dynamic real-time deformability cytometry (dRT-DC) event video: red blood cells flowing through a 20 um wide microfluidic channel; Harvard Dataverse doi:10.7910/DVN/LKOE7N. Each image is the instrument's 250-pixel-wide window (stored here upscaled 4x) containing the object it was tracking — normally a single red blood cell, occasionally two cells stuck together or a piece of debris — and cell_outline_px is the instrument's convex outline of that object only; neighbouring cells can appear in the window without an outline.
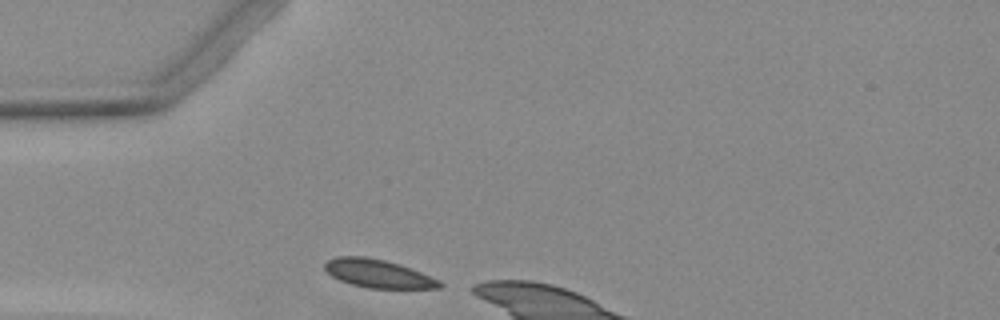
{"species": "Egyptian fruit bat (a non-hibernating species)", "species_latin": "Rousettus aegyptiacus", "temperature_condition": "warm", "stored_images_in_passage": 2, "camera_frame_rate_fps": 3000, "um_per_image_px": 0.085, "animal": {"sex": "female"}, "frame": {"image": 1, "passage_image": 1, "time_ms": 0.0, "image_size_px": [1000, 320], "cell_outline_px": [[444, 288], [368, 288], [348, 284], [332, 276], [324, 268], [324, 264], [328, 260], [336, 256], [364, 256], [384, 260], [400, 264], [412, 268], [440, 280], [444, 284]], "centroid_in_image_um": [32.16, 23.26], "position_along_channel_um": 52.8, "area_um2": 19.07}}